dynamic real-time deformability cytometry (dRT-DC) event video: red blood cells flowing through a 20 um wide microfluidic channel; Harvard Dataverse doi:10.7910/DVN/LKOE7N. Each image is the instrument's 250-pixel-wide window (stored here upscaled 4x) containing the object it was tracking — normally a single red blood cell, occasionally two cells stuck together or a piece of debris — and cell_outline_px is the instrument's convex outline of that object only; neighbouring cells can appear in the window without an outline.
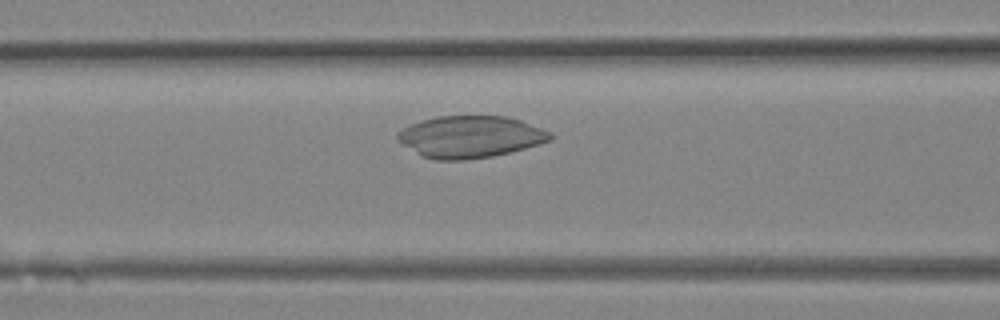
{"species": "Egyptian fruit bat (a non-hibernating species)", "species_latin": "Rousettus aegyptiacus", "temperature_condition": "room temperature", "stored_images_in_passage": 23, "camera_frame_rate_fps": 3000, "um_per_image_px": 0.085, "animal": {"sex": "female"}, "frame": {"image": 1, "passage_image": 4, "time_ms": 1.0, "image_size_px": [1000, 320], "cell_outline_px": [[552, 140], [540, 144], [492, 156], [464, 160], [436, 160], [424, 156], [416, 152], [396, 140], [396, 136], [404, 128], [420, 120], [436, 116], [508, 116], [520, 120], [552, 132]], "centroid_in_image_um": [39.99, 11.62], "position_along_channel_um": 126.6, "area_um2": 37.05}}
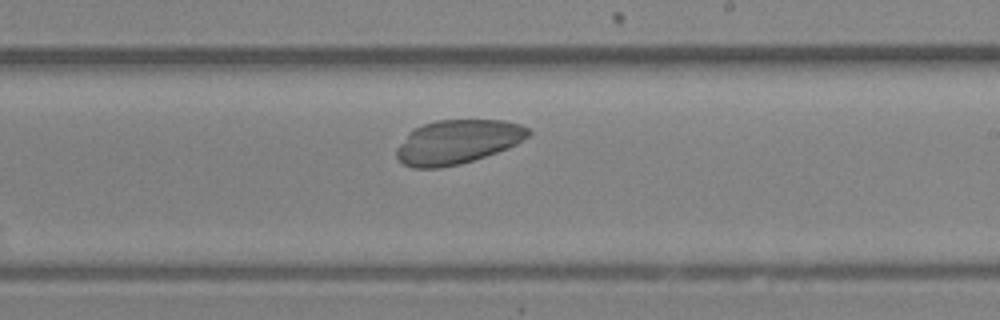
{"frame": {"image": 2, "passage_image": 10, "time_ms": 3.0, "image_size_px": [1000, 320], "cell_outline_px": [[532, 132], [528, 136], [516, 144], [508, 148], [460, 164], [440, 168], [412, 168], [404, 164], [396, 156], [396, 148], [408, 132], [412, 128], [436, 120], [504, 120], [520, 124], [528, 128]], "centroid_in_image_um": [38.86, 12.05], "position_along_channel_um": 250.1, "area_um2": 33.87}}
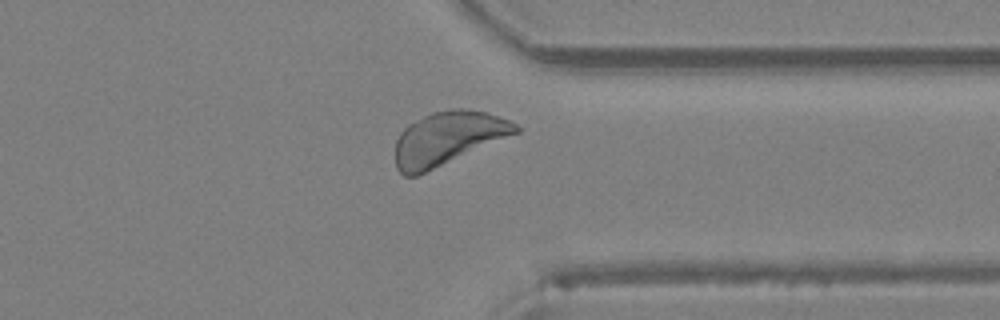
{"frame": {"image": 3, "passage_image": 16, "time_ms": 5.0, "image_size_px": [1000, 320], "cell_outline_px": [[520, 132], [416, 176], [404, 176], [396, 168], [396, 140], [400, 132], [408, 124], [432, 112], [452, 108], [468, 108], [488, 112], [508, 120], [516, 124], [520, 128]], "centroid_in_image_um": [38.06, 11.74], "position_along_channel_um": 373.3, "area_um2": 37.4}}